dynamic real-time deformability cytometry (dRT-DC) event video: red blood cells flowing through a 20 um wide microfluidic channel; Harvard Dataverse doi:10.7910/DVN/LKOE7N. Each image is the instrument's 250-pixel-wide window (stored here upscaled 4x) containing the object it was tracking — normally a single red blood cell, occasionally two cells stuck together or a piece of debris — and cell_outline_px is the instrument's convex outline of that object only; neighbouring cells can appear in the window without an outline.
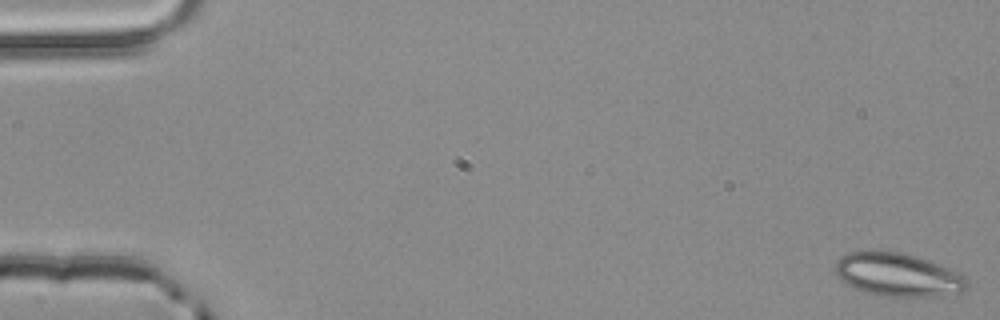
{"species": "common noctule bat (a hibernating species)", "species_latin": "Nyctalus noctula", "temperature_condition": "room temperature", "stored_images_in_passage": 4, "camera_frame_rate_fps": 3000, "um_per_image_px": 0.085, "animal": {"sex": "male", "body_mass_g": 20.4}, "frame": {"image": 1, "passage_image": 1, "time_ms": 0.0, "image_size_px": [1000, 320], "cell_outline_px": [[968, 288], [960, 292], [936, 296], [884, 296], [868, 292], [856, 288], [840, 280], [832, 272], [836, 260], [840, 256], [848, 252], [900, 252], [916, 256], [928, 260], [960, 272], [968, 280]], "centroid_in_image_um": [76.31, 23.35], "position_along_channel_um": 8.7, "area_um2": 33.18}}